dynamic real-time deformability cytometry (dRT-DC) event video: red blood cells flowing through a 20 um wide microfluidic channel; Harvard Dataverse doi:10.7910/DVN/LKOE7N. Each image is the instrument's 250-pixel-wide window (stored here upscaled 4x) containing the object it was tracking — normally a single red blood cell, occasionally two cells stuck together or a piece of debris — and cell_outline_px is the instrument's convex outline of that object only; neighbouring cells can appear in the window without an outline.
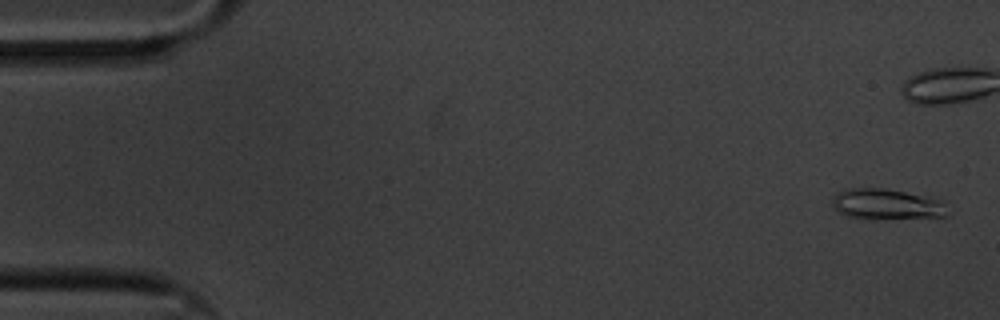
{"species": "common noctule bat (a hibernating species)", "species_latin": "Nyctalus noctula", "temperature_condition": "cold", "stored_images_in_passage": 61, "camera_frame_rate_fps": 3000, "um_per_image_px": 0.085, "animal": {"sex": "male", "body_mass_g": 20.1, "forearm_length_mm": 53.5}, "frame": {"image": 1, "passage_image": 2, "time_ms": 0.333, "image_size_px": [1000, 320], "cell_outline_px": [[944, 216], [848, 216], [840, 212], [832, 204], [832, 196], [844, 188], [884, 188], [944, 200]], "centroid_in_image_um": [75.28, 17.28], "position_along_channel_um": 9.7, "area_um2": 19.13}}
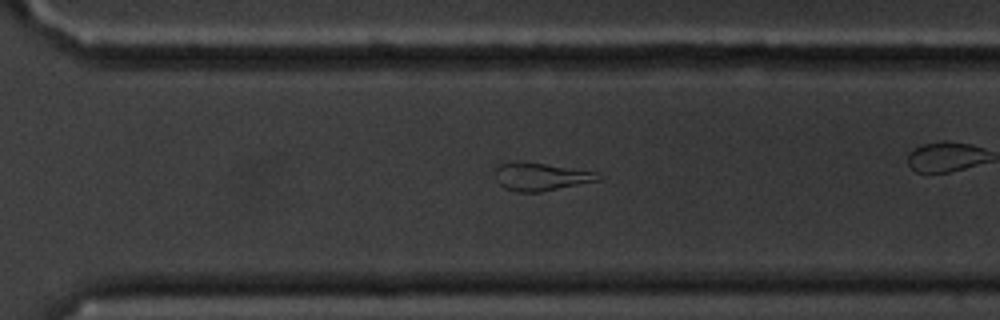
{"frame": {"image": 2, "passage_image": 42, "time_ms": 13.667, "image_size_px": [1000, 320], "cell_outline_px": [[604, 176], [600, 180], [540, 192], [516, 192], [504, 188], [500, 184], [496, 172], [496, 168], [500, 164], [516, 160], [520, 160], [596, 172]], "centroid_in_image_um": [45.98, 15.01], "position_along_channel_um": 324.6, "area_um2": 16.7}}
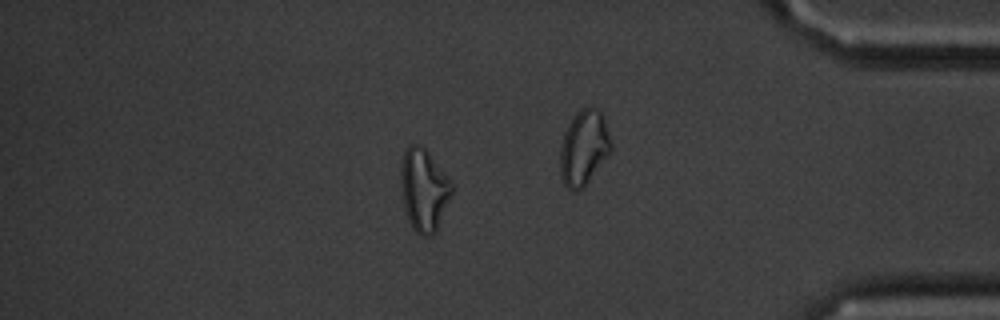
{"frame": {"image": 3, "passage_image": 52, "time_ms": 17.0, "image_size_px": [1000, 320], "cell_outline_px": [[452, 192], [436, 228], [432, 236], [420, 236], [412, 228], [408, 220], [404, 208], [400, 188], [400, 172], [404, 152], [412, 144], [416, 144], [424, 148], [428, 152], [448, 176], [452, 184]], "centroid_in_image_um": [36.0, 16.14], "position_along_channel_um": 399.2, "area_um2": 24.16}, "authors_computed_cell_mechanics": {"area_um2": 18.0336, "velocity_mm_per_s": 3.318, "shape_relaxation_time_tau1_ms": 11.1526, "shape_relaxation_time_tau2_ms": 5.8124, "deformation_change_tau1": 0.2103, "deformation_change_tau2": 0.1564}}